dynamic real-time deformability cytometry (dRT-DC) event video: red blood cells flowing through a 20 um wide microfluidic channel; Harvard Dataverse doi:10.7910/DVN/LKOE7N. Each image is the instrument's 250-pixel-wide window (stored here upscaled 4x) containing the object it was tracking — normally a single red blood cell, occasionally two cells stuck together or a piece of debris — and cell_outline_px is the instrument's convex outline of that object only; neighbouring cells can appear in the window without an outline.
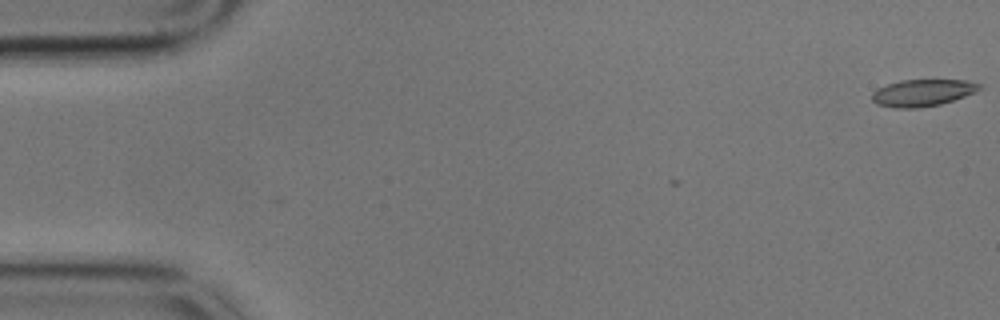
{"species": "common noctule bat (a hibernating species)", "species_latin": "Nyctalus noctula", "temperature_condition": "cold", "stored_images_in_passage": 3, "camera_frame_rate_fps": 3000, "um_per_image_px": 0.085, "animal": {"sex": "male", "body_mass_g": 17.9}, "frame": {"image": 1, "passage_image": 1, "time_ms": 0.0, "image_size_px": [1000, 320], "cell_outline_px": [[984, 88], [976, 92], [940, 104], [920, 108], [896, 108], [876, 104], [872, 100], [872, 92], [876, 88], [900, 80], [968, 80], [984, 84]], "centroid_in_image_um": [78.45, 7.88], "position_along_channel_um": 6.5, "area_um2": 17.05}}